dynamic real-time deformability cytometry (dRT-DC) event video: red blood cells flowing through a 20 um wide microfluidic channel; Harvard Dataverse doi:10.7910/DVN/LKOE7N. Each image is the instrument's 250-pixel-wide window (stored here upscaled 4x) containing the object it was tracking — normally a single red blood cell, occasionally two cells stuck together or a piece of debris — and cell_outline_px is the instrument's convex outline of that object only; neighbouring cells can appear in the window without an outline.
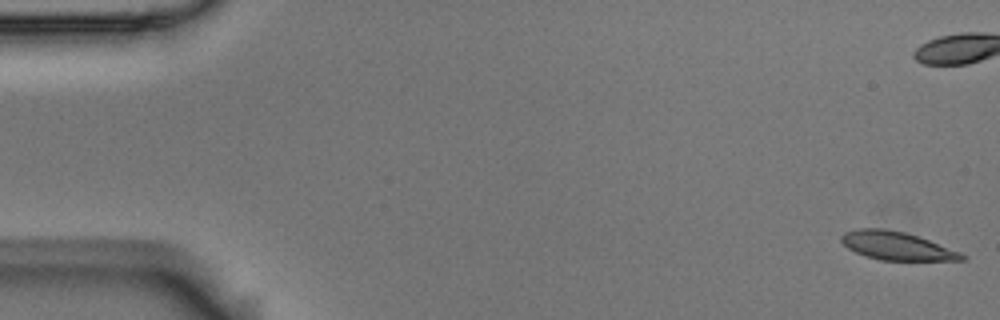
{"species": "Egyptian fruit bat (a non-hibernating species)", "species_latin": "Rousettus aegyptiacus", "temperature_condition": "room temperature", "stored_images_in_passage": 6, "camera_frame_rate_fps": 3000, "um_per_image_px": 0.085, "animal": {"sex": "male"}, "frame": {"image": 1, "passage_image": 1, "time_ms": 0.0, "image_size_px": [1000, 320], "cell_outline_px": [[968, 256], [964, 260], [880, 260], [864, 256], [848, 248], [840, 240], [840, 236], [844, 232], [860, 228], [884, 228], [904, 232], [928, 240], [960, 252]], "centroid_in_image_um": [76.18, 20.9], "position_along_channel_um": 8.8, "area_um2": 19.71}}